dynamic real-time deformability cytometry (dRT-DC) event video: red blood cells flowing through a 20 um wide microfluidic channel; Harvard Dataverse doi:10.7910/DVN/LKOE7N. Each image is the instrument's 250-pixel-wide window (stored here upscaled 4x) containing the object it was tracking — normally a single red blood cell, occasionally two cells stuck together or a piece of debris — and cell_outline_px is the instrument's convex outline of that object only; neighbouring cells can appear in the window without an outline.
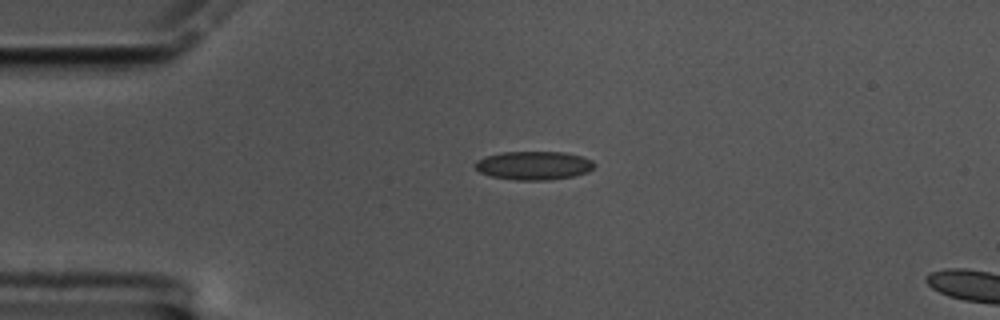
{"species": "common noctule bat (a hibernating species)", "species_latin": "Nyctalus noctula", "temperature_condition": "cold", "stored_images_in_passage": 5, "camera_frame_rate_fps": 3000, "um_per_image_px": 0.085, "animal": {"sex": "male", "body_mass_g": 17.5, "forearm_length_mm": 52.3}, "frame": {"image": 1, "passage_image": 1, "time_ms": 0.0, "image_size_px": [1000, 320], "cell_outline_px": [[596, 164], [588, 172], [572, 176], [548, 180], [516, 180], [492, 176], [480, 172], [476, 168], [476, 160], [484, 156], [500, 152], [564, 152], [580, 156], [592, 160]], "centroid_in_image_um": [45.36, 14.06], "position_along_channel_um": 39.6, "area_um2": 19.77}}